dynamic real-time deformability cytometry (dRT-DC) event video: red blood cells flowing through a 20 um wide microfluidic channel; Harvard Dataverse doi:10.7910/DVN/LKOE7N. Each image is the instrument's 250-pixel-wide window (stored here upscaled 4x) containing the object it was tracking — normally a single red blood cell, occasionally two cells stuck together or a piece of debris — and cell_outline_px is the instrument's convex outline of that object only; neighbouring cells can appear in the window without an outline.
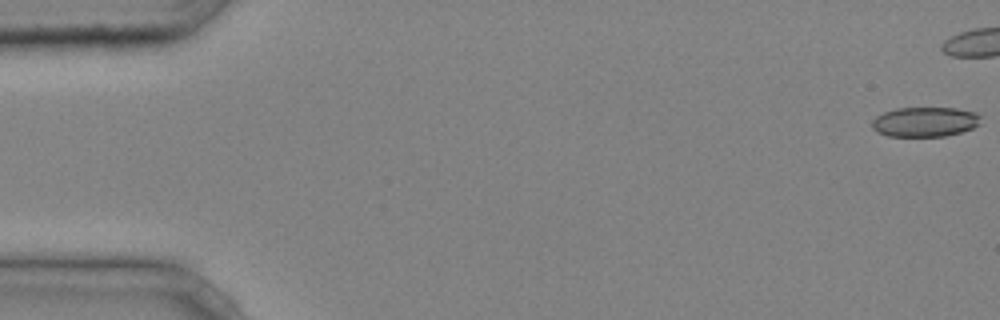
{"species": "common noctule bat (a hibernating species)", "species_latin": "Nyctalus noctula", "temperature_condition": "cold", "stored_images_in_passage": 37, "camera_frame_rate_fps": 3000, "um_per_image_px": 0.085, "animal": {"sex": "male", "body_mass_g": 20.4}, "frame": {"image": 1, "passage_image": 1, "time_ms": 0.0, "image_size_px": [1000, 320], "cell_outline_px": [[980, 124], [972, 128], [960, 132], [944, 136], [888, 136], [876, 132], [872, 128], [872, 120], [876, 116], [884, 112], [896, 108], [956, 108], [976, 112], [980, 116]], "centroid_in_image_um": [78.6, 10.35], "position_along_channel_um": 6.4, "area_um2": 18.9}}